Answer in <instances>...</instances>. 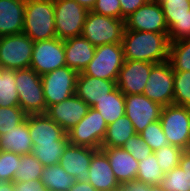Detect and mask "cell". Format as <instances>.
<instances>
[{"label": "cell", "instance_id": "1", "mask_svg": "<svg viewBox=\"0 0 190 191\" xmlns=\"http://www.w3.org/2000/svg\"><path fill=\"white\" fill-rule=\"evenodd\" d=\"M124 60L159 64L168 61V33L124 30L122 37Z\"/></svg>", "mask_w": 190, "mask_h": 191}, {"label": "cell", "instance_id": "2", "mask_svg": "<svg viewBox=\"0 0 190 191\" xmlns=\"http://www.w3.org/2000/svg\"><path fill=\"white\" fill-rule=\"evenodd\" d=\"M23 33L34 42L56 38L53 0H26Z\"/></svg>", "mask_w": 190, "mask_h": 191}, {"label": "cell", "instance_id": "3", "mask_svg": "<svg viewBox=\"0 0 190 191\" xmlns=\"http://www.w3.org/2000/svg\"><path fill=\"white\" fill-rule=\"evenodd\" d=\"M19 106L27 114H46L41 76L33 69L15 70Z\"/></svg>", "mask_w": 190, "mask_h": 191}, {"label": "cell", "instance_id": "4", "mask_svg": "<svg viewBox=\"0 0 190 191\" xmlns=\"http://www.w3.org/2000/svg\"><path fill=\"white\" fill-rule=\"evenodd\" d=\"M124 29L125 20L88 11L81 35L96 47L111 43H122Z\"/></svg>", "mask_w": 190, "mask_h": 191}, {"label": "cell", "instance_id": "5", "mask_svg": "<svg viewBox=\"0 0 190 191\" xmlns=\"http://www.w3.org/2000/svg\"><path fill=\"white\" fill-rule=\"evenodd\" d=\"M123 63L122 43L99 45L96 46L93 59L80 73L105 80H117Z\"/></svg>", "mask_w": 190, "mask_h": 191}, {"label": "cell", "instance_id": "6", "mask_svg": "<svg viewBox=\"0 0 190 191\" xmlns=\"http://www.w3.org/2000/svg\"><path fill=\"white\" fill-rule=\"evenodd\" d=\"M159 120L168 143L185 150L190 138V107L167 105Z\"/></svg>", "mask_w": 190, "mask_h": 191}, {"label": "cell", "instance_id": "7", "mask_svg": "<svg viewBox=\"0 0 190 191\" xmlns=\"http://www.w3.org/2000/svg\"><path fill=\"white\" fill-rule=\"evenodd\" d=\"M34 41L25 33L0 37V67L19 70L30 68Z\"/></svg>", "mask_w": 190, "mask_h": 191}, {"label": "cell", "instance_id": "8", "mask_svg": "<svg viewBox=\"0 0 190 191\" xmlns=\"http://www.w3.org/2000/svg\"><path fill=\"white\" fill-rule=\"evenodd\" d=\"M56 37L62 40L80 36L88 10L74 0H53Z\"/></svg>", "mask_w": 190, "mask_h": 191}, {"label": "cell", "instance_id": "9", "mask_svg": "<svg viewBox=\"0 0 190 191\" xmlns=\"http://www.w3.org/2000/svg\"><path fill=\"white\" fill-rule=\"evenodd\" d=\"M107 126L99 111L90 107L88 113L66 134L70 144L101 149Z\"/></svg>", "mask_w": 190, "mask_h": 191}, {"label": "cell", "instance_id": "10", "mask_svg": "<svg viewBox=\"0 0 190 191\" xmlns=\"http://www.w3.org/2000/svg\"><path fill=\"white\" fill-rule=\"evenodd\" d=\"M78 72L64 66L41 76L47 108L75 95Z\"/></svg>", "mask_w": 190, "mask_h": 191}, {"label": "cell", "instance_id": "11", "mask_svg": "<svg viewBox=\"0 0 190 191\" xmlns=\"http://www.w3.org/2000/svg\"><path fill=\"white\" fill-rule=\"evenodd\" d=\"M66 66L64 40L52 38L34 42L30 68L40 76Z\"/></svg>", "mask_w": 190, "mask_h": 191}, {"label": "cell", "instance_id": "12", "mask_svg": "<svg viewBox=\"0 0 190 191\" xmlns=\"http://www.w3.org/2000/svg\"><path fill=\"white\" fill-rule=\"evenodd\" d=\"M143 94L163 107L173 104L174 70L168 61L151 68Z\"/></svg>", "mask_w": 190, "mask_h": 191}, {"label": "cell", "instance_id": "13", "mask_svg": "<svg viewBox=\"0 0 190 191\" xmlns=\"http://www.w3.org/2000/svg\"><path fill=\"white\" fill-rule=\"evenodd\" d=\"M168 33L164 12L157 0H149L125 19V29Z\"/></svg>", "mask_w": 190, "mask_h": 191}, {"label": "cell", "instance_id": "14", "mask_svg": "<svg viewBox=\"0 0 190 191\" xmlns=\"http://www.w3.org/2000/svg\"><path fill=\"white\" fill-rule=\"evenodd\" d=\"M162 108L163 106L144 94L125 95V115L132 122L137 134L160 119Z\"/></svg>", "mask_w": 190, "mask_h": 191}, {"label": "cell", "instance_id": "15", "mask_svg": "<svg viewBox=\"0 0 190 191\" xmlns=\"http://www.w3.org/2000/svg\"><path fill=\"white\" fill-rule=\"evenodd\" d=\"M154 65L151 62L124 60L116 80L118 89L124 95L143 94L146 81Z\"/></svg>", "mask_w": 190, "mask_h": 191}, {"label": "cell", "instance_id": "16", "mask_svg": "<svg viewBox=\"0 0 190 191\" xmlns=\"http://www.w3.org/2000/svg\"><path fill=\"white\" fill-rule=\"evenodd\" d=\"M89 109L90 106L75 94L49 106L46 114L67 132L88 113Z\"/></svg>", "mask_w": 190, "mask_h": 191}, {"label": "cell", "instance_id": "17", "mask_svg": "<svg viewBox=\"0 0 190 191\" xmlns=\"http://www.w3.org/2000/svg\"><path fill=\"white\" fill-rule=\"evenodd\" d=\"M98 149L68 144L61 156L59 165L76 181L83 182L89 179V166L93 154Z\"/></svg>", "mask_w": 190, "mask_h": 191}, {"label": "cell", "instance_id": "18", "mask_svg": "<svg viewBox=\"0 0 190 191\" xmlns=\"http://www.w3.org/2000/svg\"><path fill=\"white\" fill-rule=\"evenodd\" d=\"M26 119L33 147L38 144L57 143L67 133L47 114H31L27 115Z\"/></svg>", "mask_w": 190, "mask_h": 191}, {"label": "cell", "instance_id": "19", "mask_svg": "<svg viewBox=\"0 0 190 191\" xmlns=\"http://www.w3.org/2000/svg\"><path fill=\"white\" fill-rule=\"evenodd\" d=\"M88 173V182L97 191H115L121 187L111 169L107 155L101 149L93 154Z\"/></svg>", "mask_w": 190, "mask_h": 191}, {"label": "cell", "instance_id": "20", "mask_svg": "<svg viewBox=\"0 0 190 191\" xmlns=\"http://www.w3.org/2000/svg\"><path fill=\"white\" fill-rule=\"evenodd\" d=\"M116 87V80H105L79 73L75 94L87 105L93 107Z\"/></svg>", "mask_w": 190, "mask_h": 191}, {"label": "cell", "instance_id": "21", "mask_svg": "<svg viewBox=\"0 0 190 191\" xmlns=\"http://www.w3.org/2000/svg\"><path fill=\"white\" fill-rule=\"evenodd\" d=\"M107 155L115 178L122 186L127 182L136 180L139 162L122 147L101 148Z\"/></svg>", "mask_w": 190, "mask_h": 191}, {"label": "cell", "instance_id": "22", "mask_svg": "<svg viewBox=\"0 0 190 191\" xmlns=\"http://www.w3.org/2000/svg\"><path fill=\"white\" fill-rule=\"evenodd\" d=\"M66 66L82 72L93 59L96 47L82 35L64 40Z\"/></svg>", "mask_w": 190, "mask_h": 191}, {"label": "cell", "instance_id": "23", "mask_svg": "<svg viewBox=\"0 0 190 191\" xmlns=\"http://www.w3.org/2000/svg\"><path fill=\"white\" fill-rule=\"evenodd\" d=\"M26 0H0V37L23 33Z\"/></svg>", "mask_w": 190, "mask_h": 191}, {"label": "cell", "instance_id": "24", "mask_svg": "<svg viewBox=\"0 0 190 191\" xmlns=\"http://www.w3.org/2000/svg\"><path fill=\"white\" fill-rule=\"evenodd\" d=\"M0 150L25 155L33 152V144L29 133L28 121L25 119L16 129L0 135Z\"/></svg>", "mask_w": 190, "mask_h": 191}, {"label": "cell", "instance_id": "25", "mask_svg": "<svg viewBox=\"0 0 190 191\" xmlns=\"http://www.w3.org/2000/svg\"><path fill=\"white\" fill-rule=\"evenodd\" d=\"M92 108L99 111L109 125L125 115V95L116 87Z\"/></svg>", "mask_w": 190, "mask_h": 191}, {"label": "cell", "instance_id": "26", "mask_svg": "<svg viewBox=\"0 0 190 191\" xmlns=\"http://www.w3.org/2000/svg\"><path fill=\"white\" fill-rule=\"evenodd\" d=\"M135 134L132 122L124 115L107 126L101 148L122 147Z\"/></svg>", "mask_w": 190, "mask_h": 191}, {"label": "cell", "instance_id": "27", "mask_svg": "<svg viewBox=\"0 0 190 191\" xmlns=\"http://www.w3.org/2000/svg\"><path fill=\"white\" fill-rule=\"evenodd\" d=\"M40 181L47 191H69L76 182L59 164L44 166Z\"/></svg>", "mask_w": 190, "mask_h": 191}, {"label": "cell", "instance_id": "28", "mask_svg": "<svg viewBox=\"0 0 190 191\" xmlns=\"http://www.w3.org/2000/svg\"><path fill=\"white\" fill-rule=\"evenodd\" d=\"M69 144L67 134L57 143L38 144L33 147L32 154L43 166L59 164L66 146Z\"/></svg>", "mask_w": 190, "mask_h": 191}, {"label": "cell", "instance_id": "29", "mask_svg": "<svg viewBox=\"0 0 190 191\" xmlns=\"http://www.w3.org/2000/svg\"><path fill=\"white\" fill-rule=\"evenodd\" d=\"M19 106L15 70L0 67V107Z\"/></svg>", "mask_w": 190, "mask_h": 191}, {"label": "cell", "instance_id": "30", "mask_svg": "<svg viewBox=\"0 0 190 191\" xmlns=\"http://www.w3.org/2000/svg\"><path fill=\"white\" fill-rule=\"evenodd\" d=\"M168 62L174 71H190V39L170 43Z\"/></svg>", "mask_w": 190, "mask_h": 191}, {"label": "cell", "instance_id": "31", "mask_svg": "<svg viewBox=\"0 0 190 191\" xmlns=\"http://www.w3.org/2000/svg\"><path fill=\"white\" fill-rule=\"evenodd\" d=\"M163 177L164 172L160 169L154 152L144 160L139 161L136 180L154 186L160 185Z\"/></svg>", "mask_w": 190, "mask_h": 191}, {"label": "cell", "instance_id": "32", "mask_svg": "<svg viewBox=\"0 0 190 191\" xmlns=\"http://www.w3.org/2000/svg\"><path fill=\"white\" fill-rule=\"evenodd\" d=\"M43 168L44 166L32 153L21 155L14 181L27 182L40 180Z\"/></svg>", "mask_w": 190, "mask_h": 191}, {"label": "cell", "instance_id": "33", "mask_svg": "<svg viewBox=\"0 0 190 191\" xmlns=\"http://www.w3.org/2000/svg\"><path fill=\"white\" fill-rule=\"evenodd\" d=\"M164 12L168 29L178 19L190 18V0H157Z\"/></svg>", "mask_w": 190, "mask_h": 191}, {"label": "cell", "instance_id": "34", "mask_svg": "<svg viewBox=\"0 0 190 191\" xmlns=\"http://www.w3.org/2000/svg\"><path fill=\"white\" fill-rule=\"evenodd\" d=\"M184 150L174 146V145H165L162 148L154 152L157 163L160 169L165 173L169 172L175 167L179 166L181 156Z\"/></svg>", "mask_w": 190, "mask_h": 191}, {"label": "cell", "instance_id": "35", "mask_svg": "<svg viewBox=\"0 0 190 191\" xmlns=\"http://www.w3.org/2000/svg\"><path fill=\"white\" fill-rule=\"evenodd\" d=\"M160 185L167 191H190V175L178 166L164 174Z\"/></svg>", "mask_w": 190, "mask_h": 191}, {"label": "cell", "instance_id": "36", "mask_svg": "<svg viewBox=\"0 0 190 191\" xmlns=\"http://www.w3.org/2000/svg\"><path fill=\"white\" fill-rule=\"evenodd\" d=\"M173 104L190 107V71H174Z\"/></svg>", "mask_w": 190, "mask_h": 191}, {"label": "cell", "instance_id": "37", "mask_svg": "<svg viewBox=\"0 0 190 191\" xmlns=\"http://www.w3.org/2000/svg\"><path fill=\"white\" fill-rule=\"evenodd\" d=\"M26 116L27 114L20 106L0 107V135L16 129V126L21 124Z\"/></svg>", "mask_w": 190, "mask_h": 191}, {"label": "cell", "instance_id": "38", "mask_svg": "<svg viewBox=\"0 0 190 191\" xmlns=\"http://www.w3.org/2000/svg\"><path fill=\"white\" fill-rule=\"evenodd\" d=\"M139 134L153 152L169 144L162 130L160 120L149 124Z\"/></svg>", "mask_w": 190, "mask_h": 191}, {"label": "cell", "instance_id": "39", "mask_svg": "<svg viewBox=\"0 0 190 191\" xmlns=\"http://www.w3.org/2000/svg\"><path fill=\"white\" fill-rule=\"evenodd\" d=\"M21 155L0 150V180L14 182Z\"/></svg>", "mask_w": 190, "mask_h": 191}, {"label": "cell", "instance_id": "40", "mask_svg": "<svg viewBox=\"0 0 190 191\" xmlns=\"http://www.w3.org/2000/svg\"><path fill=\"white\" fill-rule=\"evenodd\" d=\"M122 148L129 152L138 162L144 160L153 153L140 134H135L129 138Z\"/></svg>", "mask_w": 190, "mask_h": 191}, {"label": "cell", "instance_id": "41", "mask_svg": "<svg viewBox=\"0 0 190 191\" xmlns=\"http://www.w3.org/2000/svg\"><path fill=\"white\" fill-rule=\"evenodd\" d=\"M91 11L99 15L121 19L119 0H97Z\"/></svg>", "mask_w": 190, "mask_h": 191}, {"label": "cell", "instance_id": "42", "mask_svg": "<svg viewBox=\"0 0 190 191\" xmlns=\"http://www.w3.org/2000/svg\"><path fill=\"white\" fill-rule=\"evenodd\" d=\"M168 39L170 43L190 39V18L178 19L168 29Z\"/></svg>", "mask_w": 190, "mask_h": 191}, {"label": "cell", "instance_id": "43", "mask_svg": "<svg viewBox=\"0 0 190 191\" xmlns=\"http://www.w3.org/2000/svg\"><path fill=\"white\" fill-rule=\"evenodd\" d=\"M121 7V19L125 20L129 15L138 10L149 0H119Z\"/></svg>", "mask_w": 190, "mask_h": 191}, {"label": "cell", "instance_id": "44", "mask_svg": "<svg viewBox=\"0 0 190 191\" xmlns=\"http://www.w3.org/2000/svg\"><path fill=\"white\" fill-rule=\"evenodd\" d=\"M14 191H47L40 180L14 181Z\"/></svg>", "mask_w": 190, "mask_h": 191}, {"label": "cell", "instance_id": "45", "mask_svg": "<svg viewBox=\"0 0 190 191\" xmlns=\"http://www.w3.org/2000/svg\"><path fill=\"white\" fill-rule=\"evenodd\" d=\"M125 191H150V185L138 180H133L122 185Z\"/></svg>", "mask_w": 190, "mask_h": 191}, {"label": "cell", "instance_id": "46", "mask_svg": "<svg viewBox=\"0 0 190 191\" xmlns=\"http://www.w3.org/2000/svg\"><path fill=\"white\" fill-rule=\"evenodd\" d=\"M69 191H97V190L88 181H83V182L76 181Z\"/></svg>", "mask_w": 190, "mask_h": 191}, {"label": "cell", "instance_id": "47", "mask_svg": "<svg viewBox=\"0 0 190 191\" xmlns=\"http://www.w3.org/2000/svg\"><path fill=\"white\" fill-rule=\"evenodd\" d=\"M179 166L188 174L190 175V153L186 151L183 152Z\"/></svg>", "mask_w": 190, "mask_h": 191}, {"label": "cell", "instance_id": "48", "mask_svg": "<svg viewBox=\"0 0 190 191\" xmlns=\"http://www.w3.org/2000/svg\"><path fill=\"white\" fill-rule=\"evenodd\" d=\"M74 1L83 6L84 8H86L88 11H91L97 0H74Z\"/></svg>", "mask_w": 190, "mask_h": 191}, {"label": "cell", "instance_id": "49", "mask_svg": "<svg viewBox=\"0 0 190 191\" xmlns=\"http://www.w3.org/2000/svg\"><path fill=\"white\" fill-rule=\"evenodd\" d=\"M0 191H14V182L0 180Z\"/></svg>", "mask_w": 190, "mask_h": 191}, {"label": "cell", "instance_id": "50", "mask_svg": "<svg viewBox=\"0 0 190 191\" xmlns=\"http://www.w3.org/2000/svg\"><path fill=\"white\" fill-rule=\"evenodd\" d=\"M150 191H167L161 185L150 186Z\"/></svg>", "mask_w": 190, "mask_h": 191}, {"label": "cell", "instance_id": "51", "mask_svg": "<svg viewBox=\"0 0 190 191\" xmlns=\"http://www.w3.org/2000/svg\"><path fill=\"white\" fill-rule=\"evenodd\" d=\"M184 151H186L187 153H190V138H189L188 145Z\"/></svg>", "mask_w": 190, "mask_h": 191}, {"label": "cell", "instance_id": "52", "mask_svg": "<svg viewBox=\"0 0 190 191\" xmlns=\"http://www.w3.org/2000/svg\"><path fill=\"white\" fill-rule=\"evenodd\" d=\"M115 191H125V189L121 186L119 189H116Z\"/></svg>", "mask_w": 190, "mask_h": 191}]
</instances>
